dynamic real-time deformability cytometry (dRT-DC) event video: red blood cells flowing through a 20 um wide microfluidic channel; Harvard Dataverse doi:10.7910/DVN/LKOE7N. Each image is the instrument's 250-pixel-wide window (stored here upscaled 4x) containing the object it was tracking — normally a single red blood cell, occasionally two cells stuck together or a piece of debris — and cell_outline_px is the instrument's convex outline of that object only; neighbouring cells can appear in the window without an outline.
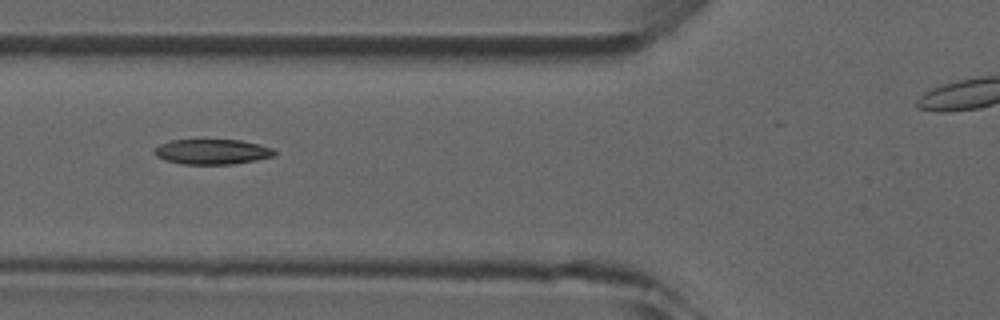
{"species": "common noctule bat (a hibernating species)", "species_latin": "Nyctalus noctula", "temperature_condition": "room temperature", "stored_images_in_passage": 3, "camera_frame_rate_fps": 3000, "um_per_image_px": 0.085, "animal": {"sex": "male", "forearm_length_mm": 52.5}, "frame": {"image": 1, "passage_image": 3, "time_ms": 2.333, "image_size_px": [1000, 320], "cell_outline_px": [[276, 156], [256, 160], [232, 164], [184, 164], [164, 160], [156, 156], [152, 152], [160, 144], [172, 140], [240, 140], [260, 144], [272, 148], [276, 152]], "centroid_in_image_um": [18.05, 12.9], "position_along_channel_um": 107.8, "area_um2": 17.63}}